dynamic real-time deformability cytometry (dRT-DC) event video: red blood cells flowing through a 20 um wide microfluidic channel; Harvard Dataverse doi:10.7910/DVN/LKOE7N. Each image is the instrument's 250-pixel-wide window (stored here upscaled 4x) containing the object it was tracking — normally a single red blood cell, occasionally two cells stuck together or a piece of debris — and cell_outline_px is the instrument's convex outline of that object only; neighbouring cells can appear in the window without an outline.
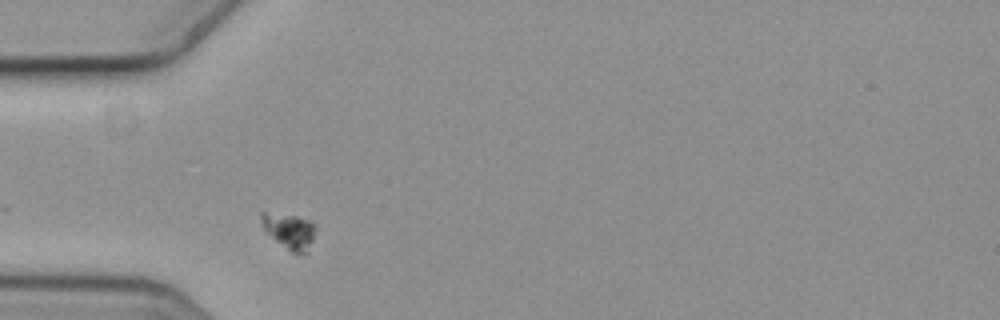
{"species": "common noctule bat (a hibernating species)", "species_latin": "Nyctalus noctula", "temperature_condition": "cold", "stored_images_in_passage": 3, "camera_frame_rate_fps": 3000, "um_per_image_px": 0.085, "animal": {"sex": "female", "body_mass_g": 19.3, "forearm_length_mm": 54.1}, "frame": {"image": 1, "passage_image": 1, "time_ms": 0.0, "image_size_px": [1000, 320], "cell_outline_px": [[316, 228], [308, 252], [304, 256], [292, 252], [264, 232], [260, 220], [260, 212], [264, 212], [296, 216], [312, 220]], "centroid_in_image_um": [24.59, 19.64], "position_along_channel_um": 60.4, "area_um2": 11.44}}
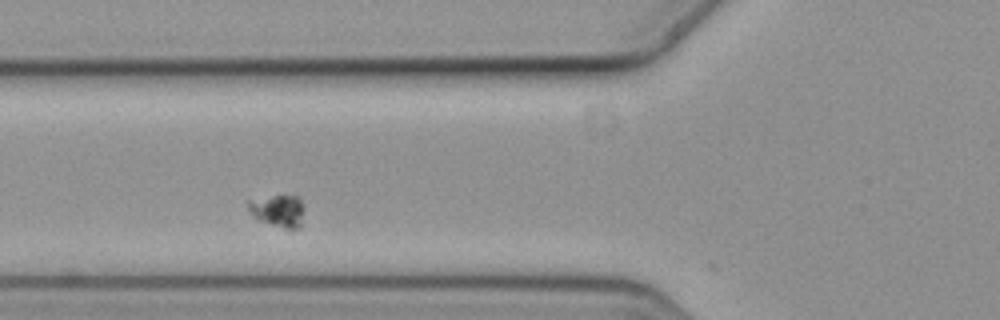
{"frame": {"image": 2, "passage_image": 2, "time_ms": 0.333, "image_size_px": [1000, 320], "cell_outline_px": [[304, 224], [300, 228], [284, 228], [256, 220], [248, 208], [248, 200], [272, 196], [300, 196], [304, 204]], "centroid_in_image_um": [23.7, 17.93], "position_along_channel_um": 102.1, "area_um2": 10.81}}
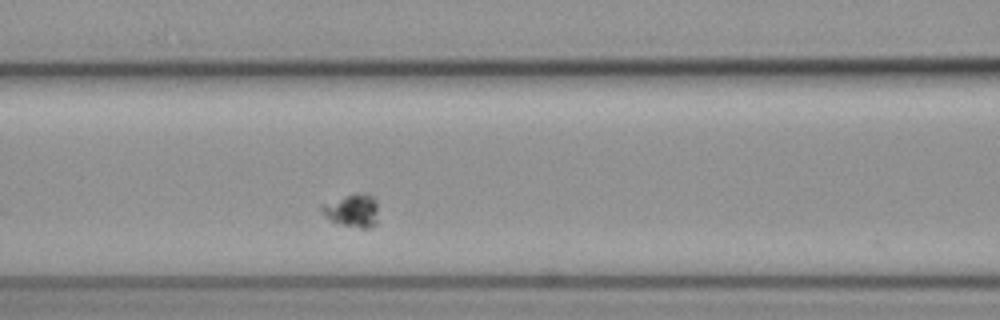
{"frame": {"image": 3, "passage_image": 3, "time_ms": 0.667, "image_size_px": [1000, 320], "cell_outline_px": [[376, 224], [372, 228], [360, 228], [340, 224], [328, 220], [324, 216], [320, 208], [320, 204], [344, 196], [368, 192], [376, 200]], "centroid_in_image_um": [29.91, 17.9], "position_along_channel_um": 136.7, "area_um2": 10.98}}